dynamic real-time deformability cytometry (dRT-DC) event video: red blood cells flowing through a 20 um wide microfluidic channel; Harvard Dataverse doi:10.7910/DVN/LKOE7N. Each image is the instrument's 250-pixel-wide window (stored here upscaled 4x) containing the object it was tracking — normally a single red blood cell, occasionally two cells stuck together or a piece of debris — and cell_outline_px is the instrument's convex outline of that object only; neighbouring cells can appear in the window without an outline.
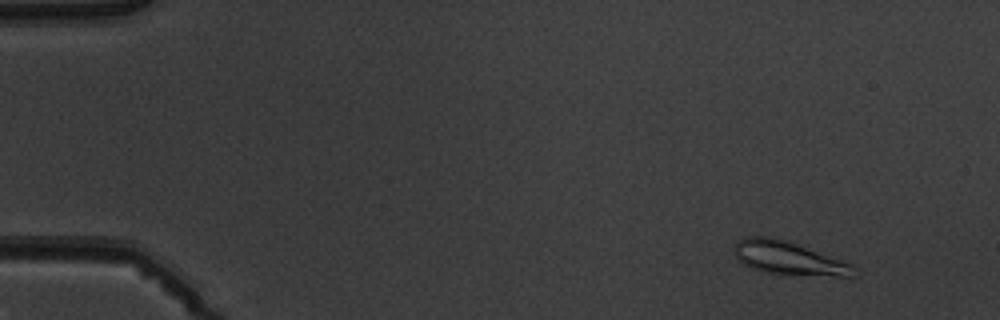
{"species": "common noctule bat (a hibernating species)", "species_latin": "Nyctalus noctula", "temperature_condition": "warm", "stored_images_in_passage": 5, "camera_frame_rate_fps": 3000, "um_per_image_px": 0.085, "animal": {"sex": "male", "body_mass_g": 19.5, "forearm_length_mm": 54.6}, "frame": {"image": 1, "passage_image": 2, "time_ms": 1.0, "image_size_px": [1000, 320], "cell_outline_px": [[856, 276], [840, 276], [764, 272], [752, 268], [744, 264], [736, 256], [732, 248], [736, 240], [744, 236], [772, 236], [788, 240], [852, 264], [856, 268]], "centroid_in_image_um": [66.98, 21.9], "position_along_channel_um": 18.0, "area_um2": 23.18}}
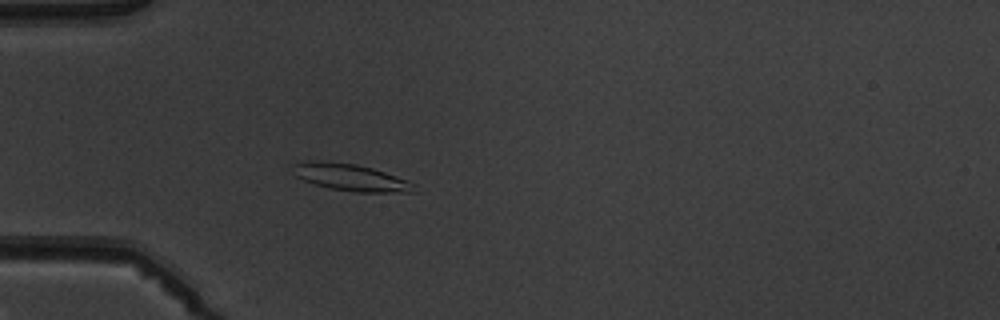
{"frame": {"image": 2, "passage_image": 5, "time_ms": 4.667, "image_size_px": [1000, 320], "cell_outline_px": [[420, 192], [356, 192], [328, 188], [304, 180], [296, 176], [292, 164], [308, 160], [316, 160], [356, 164], [372, 168], [408, 180], [416, 184]], "centroid_in_image_um": [29.87, 15.08], "position_along_channel_um": 55.1, "area_um2": 19.13}}